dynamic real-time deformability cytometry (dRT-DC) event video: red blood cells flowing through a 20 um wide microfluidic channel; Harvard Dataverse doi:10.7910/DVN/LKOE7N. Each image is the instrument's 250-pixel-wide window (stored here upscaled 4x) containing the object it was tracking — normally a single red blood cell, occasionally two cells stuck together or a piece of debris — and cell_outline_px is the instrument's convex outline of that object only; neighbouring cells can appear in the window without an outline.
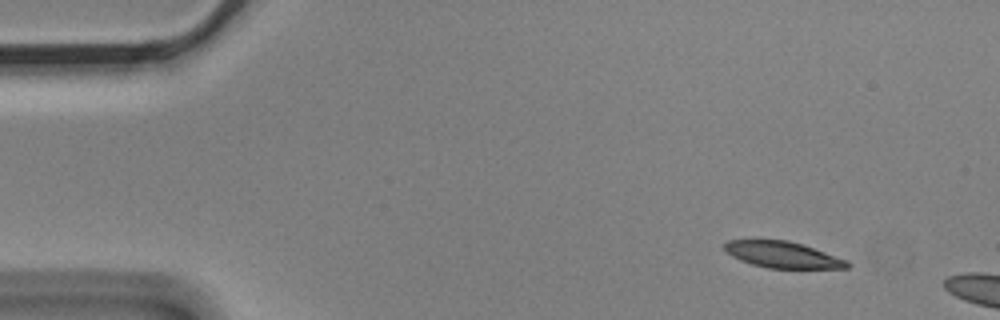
{"species": "Egyptian fruit bat (a non-hibernating species)", "species_latin": "Rousettus aegyptiacus", "temperature_condition": "cold", "stored_images_in_passage": 3, "camera_frame_rate_fps": 3000, "um_per_image_px": 0.085, "animal": {"sex": "male"}, "frame": {"image": 1, "passage_image": 1, "time_ms": 0.0, "image_size_px": [1000, 320], "cell_outline_px": [[852, 264], [848, 268], [768, 268], [752, 264], [740, 260], [732, 256], [724, 248], [724, 244], [728, 240], [788, 240], [848, 260]], "centroid_in_image_um": [66.53, 21.66], "position_along_channel_um": 18.5, "area_um2": 18.55}}